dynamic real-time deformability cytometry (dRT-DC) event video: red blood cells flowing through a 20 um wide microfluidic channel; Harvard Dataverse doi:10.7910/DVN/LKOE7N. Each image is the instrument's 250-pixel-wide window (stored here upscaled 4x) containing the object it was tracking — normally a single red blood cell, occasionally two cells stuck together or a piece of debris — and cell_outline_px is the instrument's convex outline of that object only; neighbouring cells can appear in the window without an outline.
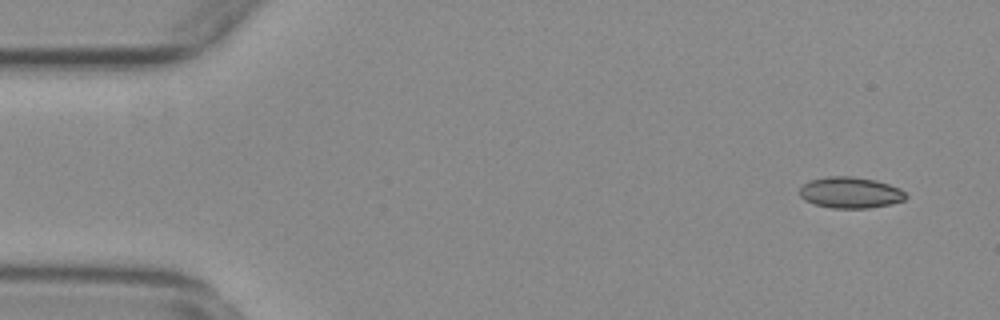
{"species": "common noctule bat (a hibernating species)", "species_latin": "Nyctalus noctula", "temperature_condition": "warm", "stored_images_in_passage": 54, "camera_frame_rate_fps": 3000, "um_per_image_px": 0.085, "animal": {"sex": "female", "body_mass_g": 29.2, "forearm_length_mm": 56.3}, "frame": {"image": 1, "passage_image": 3, "time_ms": 0.667, "image_size_px": [1000, 320], "cell_outline_px": [[908, 196], [904, 200], [892, 204], [868, 208], [832, 208], [816, 204], [804, 200], [800, 196], [800, 188], [808, 180], [828, 176], [852, 176], [876, 180], [900, 188]], "centroid_in_image_um": [72.29, 16.36], "position_along_channel_um": 12.7, "area_um2": 19.36}}
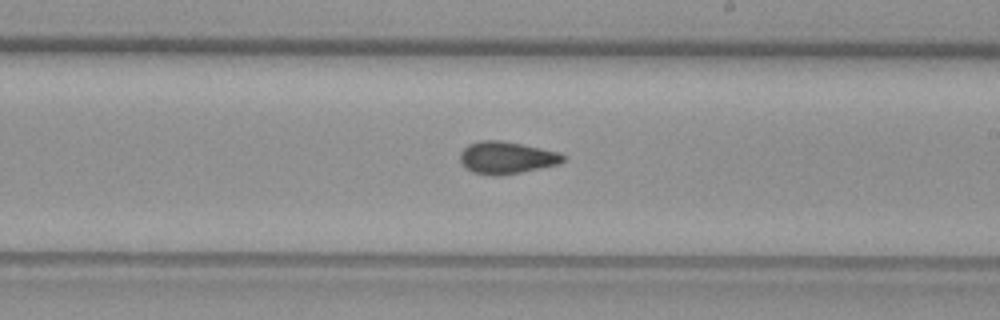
{"frame": {"image": 2, "passage_image": 31, "time_ms": 10.0, "image_size_px": [1000, 320], "cell_outline_px": [[564, 160], [556, 164], [520, 172], [500, 176], [492, 176], [472, 172], [460, 160], [460, 152], [468, 144], [480, 140], [504, 140], [560, 152], [564, 156]], "centroid_in_image_um": [43.03, 13.39], "position_along_channel_um": 246.0, "area_um2": 19.25}}
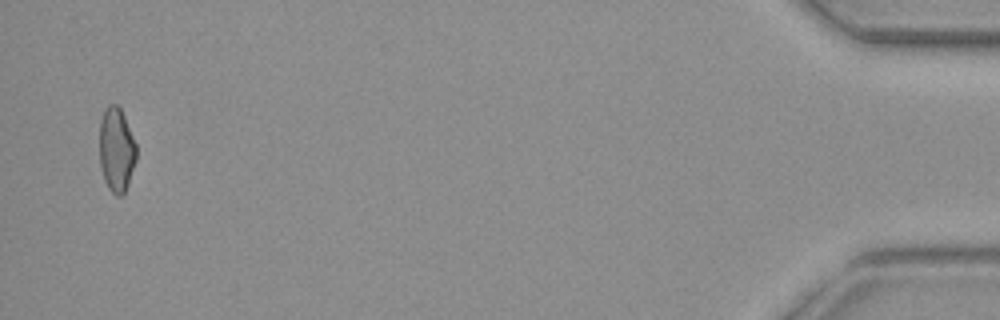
{"frame": {"image": 3, "passage_image": 53, "time_ms": 17.333, "image_size_px": [1000, 320], "cell_outline_px": [[136, 160], [128, 184], [124, 192], [120, 196], [116, 196], [108, 188], [104, 180], [100, 168], [100, 120], [104, 108], [108, 104], [116, 104], [120, 108], [124, 116], [136, 144]], "centroid_in_image_um": [9.88, 12.72], "position_along_channel_um": 425.3, "area_um2": 18.15}, "authors_computed_cell_mechanics": {"area_um2": 18.9584, "velocity_mm_per_s": 3.7505, "shape_relaxation_time_tau1_ms": null, "shape_relaxation_time_tau2_ms": 1.7618, "deformation_change_tau1": null, "deformation_change_tau2": 0.0802}}